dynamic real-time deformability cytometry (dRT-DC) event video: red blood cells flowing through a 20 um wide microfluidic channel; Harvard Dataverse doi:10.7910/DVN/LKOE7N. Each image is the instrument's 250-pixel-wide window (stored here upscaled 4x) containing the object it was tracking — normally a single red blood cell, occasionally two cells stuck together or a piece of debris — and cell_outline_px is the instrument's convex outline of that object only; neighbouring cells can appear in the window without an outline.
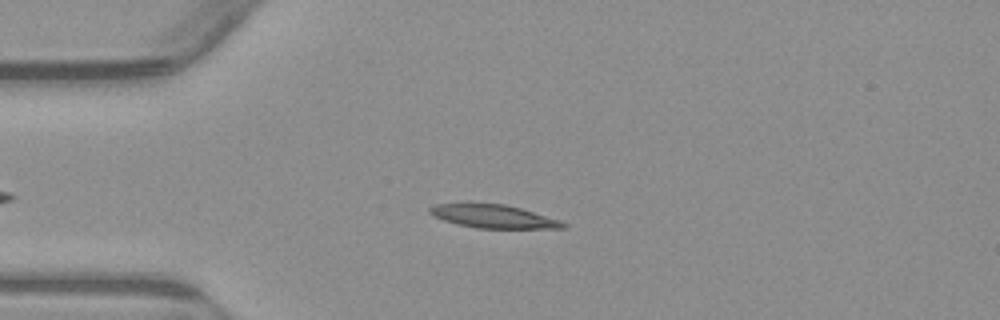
{"species": "common noctule bat (a hibernating species)", "species_latin": "Nyctalus noctula", "temperature_condition": "warm", "stored_images_in_passage": 49, "camera_frame_rate_fps": 3000, "um_per_image_px": 0.085, "animal": {"sex": "male", "body_mass_g": 23.1, "forearm_length_mm": 52.7}, "frame": {"image": 1, "passage_image": 13, "time_ms": 4.0, "image_size_px": [1000, 320], "cell_outline_px": [[568, 228], [476, 228], [456, 224], [432, 216], [428, 212], [428, 208], [436, 204], [468, 200], [472, 200], [504, 204], [520, 208], [560, 220], [568, 224]], "centroid_in_image_um": [41.83, 18.34], "position_along_channel_um": 43.2, "area_um2": 18.96}}
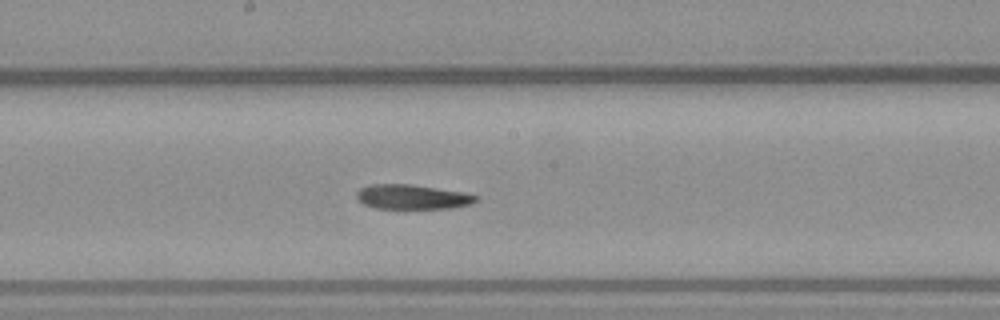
{"frame": {"image": 2, "passage_image": 28, "time_ms": 9.0, "image_size_px": [1000, 320], "cell_outline_px": [[480, 200], [472, 204], [452, 208], [404, 212], [376, 208], [364, 204], [356, 196], [356, 192], [360, 188], [368, 184], [412, 184], [464, 192], [480, 196]], "centroid_in_image_um": [35.09, 16.79], "position_along_channel_um": 213.1, "area_um2": 18.38}}
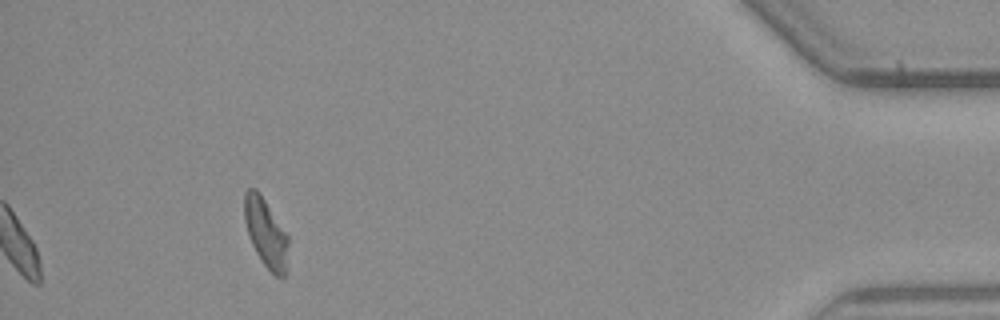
{"frame": {"image": 3, "passage_image": 49, "time_ms": 16.0, "image_size_px": [1000, 320], "cell_outline_px": [[288, 272], [284, 276], [276, 276], [264, 264], [256, 252], [252, 244], [244, 220], [244, 192], [248, 188], [256, 188], [288, 232]], "centroid_in_image_um": [22.63, 19.78], "position_along_channel_um": 412.6, "area_um2": 17.86}, "authors_computed_cell_mechanics": {"area_um2": 18.0914, "velocity_mm_per_s": 3.8208, "shape_relaxation_time_tau1_ms": null, "shape_relaxation_time_tau2_ms": 4.7908, "deformation_change_tau1": null, "deformation_change_tau2": 0.1247}}